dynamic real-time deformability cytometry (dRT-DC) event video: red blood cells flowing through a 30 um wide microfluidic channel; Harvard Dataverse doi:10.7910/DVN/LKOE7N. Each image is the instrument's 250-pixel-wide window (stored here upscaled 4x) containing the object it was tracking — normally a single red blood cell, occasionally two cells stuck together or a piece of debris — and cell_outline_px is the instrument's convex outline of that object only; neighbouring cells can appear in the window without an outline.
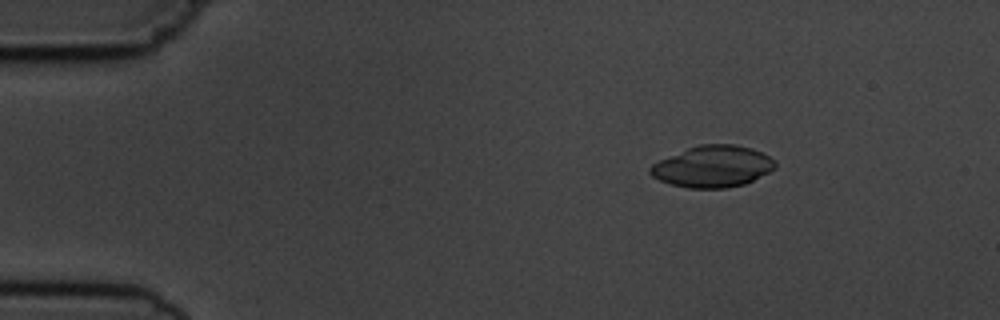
{"species": "common noctule bat (a hibernating species)", "species_latin": "Nyctalus noctula", "temperature_condition": "cold", "stored_images_in_passage": 4, "camera_frame_rate_fps": 3000, "um_per_image_px": 0.085, "animal": {"sex": "male", "body_mass_g": 19.5, "forearm_length_mm": 54.6}, "frame": {"image": 1, "passage_image": 1, "time_ms": 0.0, "image_size_px": [1000, 320], "cell_outline_px": [[776, 168], [744, 184], [728, 188], [688, 188], [672, 184], [660, 180], [652, 176], [648, 172], [648, 168], [652, 164], [660, 160], [688, 148], [700, 144], [736, 144], [752, 148], [776, 160]], "centroid_in_image_um": [60.58, 14.15], "position_along_channel_um": 24.4, "area_um2": 30.11}}